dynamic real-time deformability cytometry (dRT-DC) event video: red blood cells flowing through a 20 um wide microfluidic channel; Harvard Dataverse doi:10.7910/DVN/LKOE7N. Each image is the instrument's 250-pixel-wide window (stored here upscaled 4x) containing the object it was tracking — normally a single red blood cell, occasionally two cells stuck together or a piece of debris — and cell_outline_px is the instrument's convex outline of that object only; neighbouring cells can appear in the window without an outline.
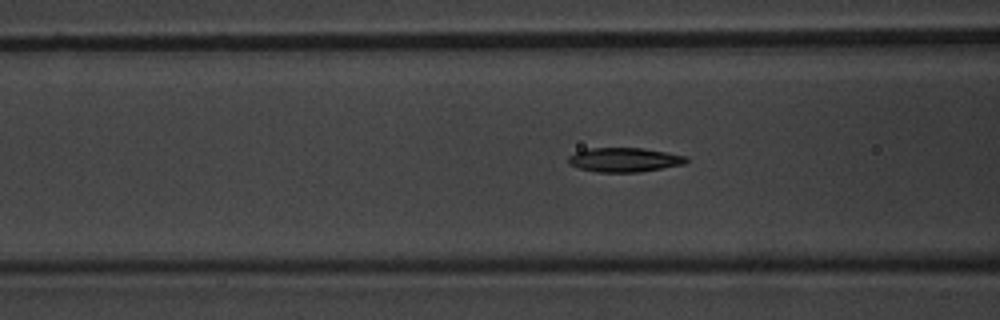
{"species": "common noctule bat (a hibernating species)", "species_latin": "Nyctalus noctula", "temperature_condition": "warm", "stored_images_in_passage": 53, "camera_frame_rate_fps": 3000, "um_per_image_px": 0.085, "animal": {"sex": "male", "body_mass_g": 20.1, "forearm_length_mm": 53.5}, "frame": {"image": 1, "passage_image": 21, "time_ms": 6.667, "image_size_px": [1000, 320], "cell_outline_px": [[688, 160], [684, 164], [640, 172], [596, 172], [580, 168], [568, 164], [568, 156], [576, 152], [592, 148], [640, 148], [668, 152], [688, 156]], "centroid_in_image_um": [53.09, 13.58], "position_along_channel_um": 113.5, "area_um2": 16.65}}
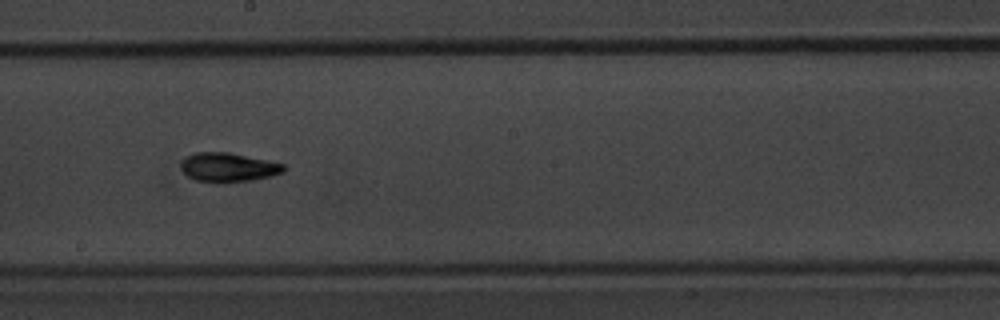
{"frame": {"image": 2, "passage_image": 30, "time_ms": 9.667, "image_size_px": [1000, 320], "cell_outline_px": [[284, 172], [272, 176], [252, 180], [216, 184], [196, 180], [188, 176], [180, 168], [180, 164], [188, 156], [196, 152], [228, 152], [268, 160], [284, 164]], "centroid_in_image_um": [19.4, 14.24], "position_along_channel_um": 228.8, "area_um2": 17.57}}
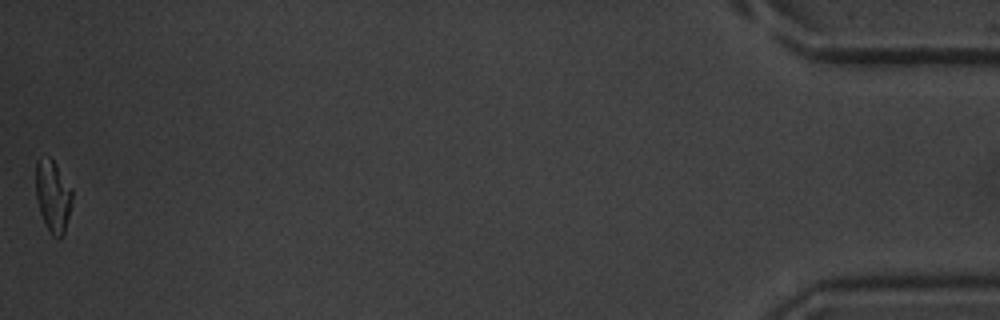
{"frame": {"image": 3, "passage_image": 53, "time_ms": 17.333, "image_size_px": [1000, 320], "cell_outline_px": [[72, 196], [68, 216], [64, 232], [60, 236], [52, 236], [40, 212], [36, 196], [36, 160], [48, 156], [56, 164], [72, 188]], "centroid_in_image_um": [4.49, 16.61], "position_along_channel_um": 430.7, "area_um2": 14.85}, "authors_computed_cell_mechanics": {"area_um2": 16.4152, "velocity_mm_per_s": 3.8287, "shape_relaxation_time_tau1_ms": 2.4013, "shape_relaxation_time_tau2_ms": 2.2125, "deformation_change_tau1": 0.1597, "deformation_change_tau2": 0.0907}}